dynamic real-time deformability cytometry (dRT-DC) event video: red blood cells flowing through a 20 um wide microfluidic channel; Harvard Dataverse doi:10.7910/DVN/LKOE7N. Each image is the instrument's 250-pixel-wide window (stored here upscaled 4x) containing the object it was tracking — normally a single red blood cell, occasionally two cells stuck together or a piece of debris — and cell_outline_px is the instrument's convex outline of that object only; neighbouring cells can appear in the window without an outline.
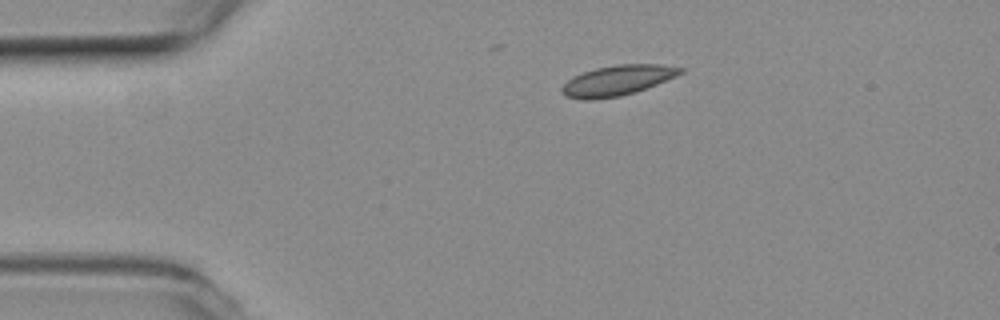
{"species": "common noctule bat (a hibernating species)", "species_latin": "Nyctalus noctula", "temperature_condition": "room temperature", "stored_images_in_passage": 4, "camera_frame_rate_fps": 3000, "um_per_image_px": 0.085, "animal": {"sex": "female", "body_mass_g": 19.3, "forearm_length_mm": 54.1}, "frame": {"image": 1, "passage_image": 4, "time_ms": 1.0, "image_size_px": [1000, 320], "cell_outline_px": [[684, 72], [676, 76], [636, 92], [620, 96], [588, 100], [584, 100], [564, 96], [560, 88], [572, 76], [596, 68], [616, 64], [660, 64], [684, 68]], "centroid_in_image_um": [52.47, 6.83], "position_along_channel_um": 32.5, "area_um2": 20.87}}